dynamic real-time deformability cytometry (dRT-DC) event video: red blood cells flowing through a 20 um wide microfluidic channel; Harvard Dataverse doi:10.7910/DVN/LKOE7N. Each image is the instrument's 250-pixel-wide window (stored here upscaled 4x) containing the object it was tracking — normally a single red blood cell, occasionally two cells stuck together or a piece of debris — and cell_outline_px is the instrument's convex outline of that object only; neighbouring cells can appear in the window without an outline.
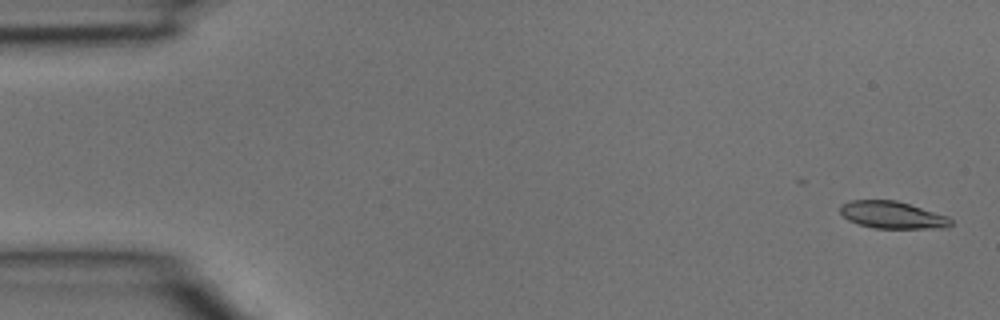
{"species": "common noctule bat (a hibernating species)", "species_latin": "Nyctalus noctula", "temperature_condition": "room temperature", "stored_images_in_passage": 31, "camera_frame_rate_fps": 3000, "um_per_image_px": 0.085, "animal": {"sex": "male", "body_mass_g": 15.6}, "frame": {"image": 1, "passage_image": 1, "time_ms": 0.0, "image_size_px": [1000, 320], "cell_outline_px": [[952, 224], [948, 228], [872, 228], [848, 220], [840, 212], [840, 204], [852, 200], [896, 200], [948, 216], [952, 220]], "centroid_in_image_um": [75.86, 18.27], "position_along_channel_um": 9.1, "area_um2": 17.51}}
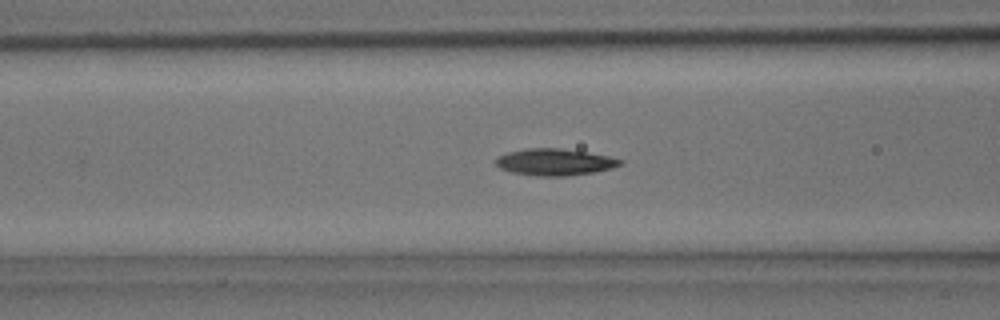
{"frame": {"image": 2, "passage_image": 15, "time_ms": 4.667, "image_size_px": [1000, 320], "cell_outline_px": [[624, 164], [612, 168], [596, 172], [564, 176], [536, 176], [512, 172], [500, 168], [496, 164], [496, 156], [508, 152], [528, 148], [560, 148], [608, 156], [624, 160]], "centroid_in_image_um": [47.16, 13.78], "position_along_channel_um": 119.4, "area_um2": 19.36}}
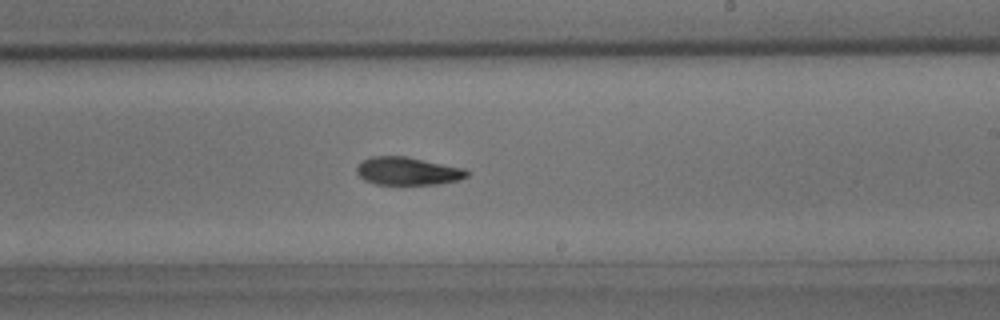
{"frame": {"image": 3, "passage_image": 23, "time_ms": 7.333, "image_size_px": [1000, 320], "cell_outline_px": [[472, 172], [468, 176], [460, 180], [440, 184], [376, 184], [364, 180], [356, 172], [356, 168], [364, 160], [372, 156], [404, 156], [464, 168]], "centroid_in_image_um": [34.7, 14.55], "position_along_channel_um": 254.3, "area_um2": 17.92}}